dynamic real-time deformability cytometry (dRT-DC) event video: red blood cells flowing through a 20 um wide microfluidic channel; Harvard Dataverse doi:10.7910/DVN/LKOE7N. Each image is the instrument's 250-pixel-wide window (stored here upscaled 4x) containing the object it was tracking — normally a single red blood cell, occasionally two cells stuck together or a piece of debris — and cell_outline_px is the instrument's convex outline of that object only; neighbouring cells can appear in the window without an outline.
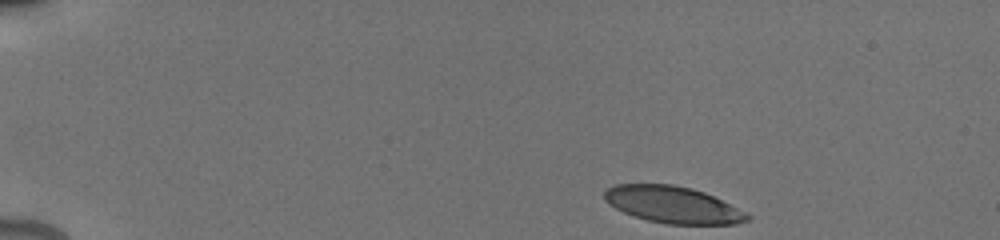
{"species": "human", "species_latin": "Homo sapiens", "temperature_condition": "cold", "stored_images_in_passage": 37, "camera_frame_rate_fps": 3000, "um_per_image_px": 0.085, "donor": {"sex": "male"}, "frame": {"image": 1, "passage_image": 1, "time_ms": 0.0, "image_size_px": [1000, 240], "cell_outline_px": [[752, 216], [748, 220], [736, 224], [668, 224], [648, 220], [624, 212], [616, 208], [604, 200], [604, 192], [608, 188], [616, 184], [672, 184], [692, 188], [704, 192]], "centroid_in_image_um": [57.17, 17.39], "position_along_channel_um": 27.8, "area_um2": 30.17}}
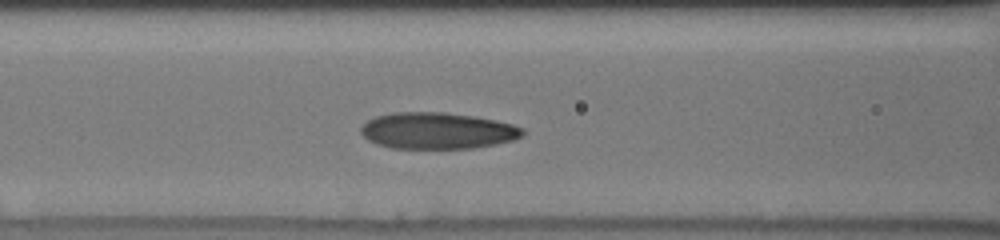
{"frame": {"image": 2, "passage_image": 14, "time_ms": 5.333, "image_size_px": [1000, 240], "cell_outline_px": [[524, 136], [512, 140], [496, 144], [472, 148], [392, 148], [376, 144], [368, 140], [360, 132], [360, 128], [368, 120], [376, 116], [392, 112], [444, 112], [476, 116], [512, 124], [524, 128]], "centroid_in_image_um": [37.18, 11.1], "position_along_channel_um": 129.4, "area_um2": 34.45}}
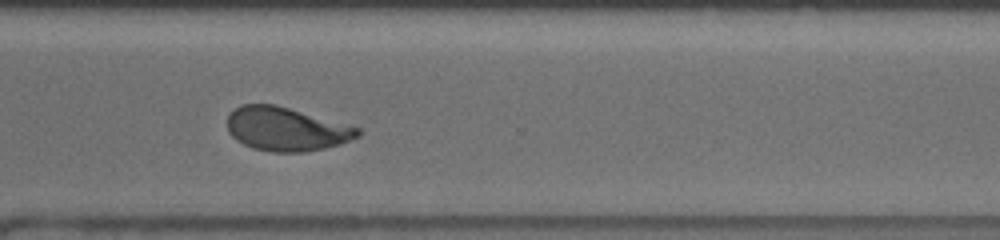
{"frame": {"image": 3, "passage_image": 27, "time_ms": 11.0, "image_size_px": [1000, 240], "cell_outline_px": [[360, 136], [340, 144], [324, 148], [304, 152], [272, 152], [252, 148], [236, 140], [228, 132], [228, 116], [240, 104], [276, 104], [360, 128]], "centroid_in_image_um": [24.32, 10.97], "position_along_channel_um": 346.3, "area_um2": 33.12}, "authors_computed_cell_mechanics": {"area_um2": 33.1194, "velocity_mm_per_s": 3.8325, "shape_relaxation_time_tau1_ms": 5.9963, "shape_relaxation_time_tau2_ms": 1.4159, "deformation_change_tau1": 0.1913, "deformation_change_tau2": 0.0748}}